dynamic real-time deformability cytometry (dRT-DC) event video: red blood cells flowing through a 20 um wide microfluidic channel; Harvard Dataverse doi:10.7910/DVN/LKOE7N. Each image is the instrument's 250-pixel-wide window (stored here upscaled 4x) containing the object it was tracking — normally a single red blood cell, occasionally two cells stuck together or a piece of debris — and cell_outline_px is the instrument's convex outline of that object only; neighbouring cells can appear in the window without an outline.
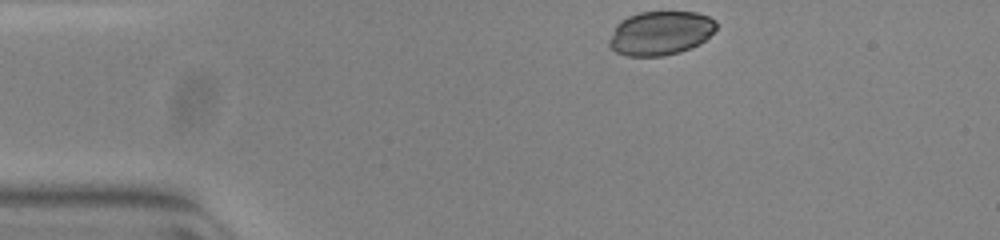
{"species": "common noctule bat (a hibernating species)", "species_latin": "Nyctalus noctula", "temperature_condition": "warm", "stored_images_in_passage": 36, "camera_frame_rate_fps": 3000, "um_per_image_px": 0.085, "animal": {"sex": "female", "body_mass_g": 23.0, "forearm_length_mm": 53.4}, "frame": {"image": 1, "passage_image": 1, "time_ms": 0.0, "image_size_px": [1000, 240], "cell_outline_px": [[716, 28], [700, 44], [680, 52], [660, 56], [628, 56], [616, 52], [608, 44], [608, 40], [616, 24], [620, 20], [628, 16], [640, 12], [696, 12], [708, 16], [716, 20]], "centroid_in_image_um": [56.11, 2.81], "position_along_channel_um": 28.9, "area_um2": 27.46}}
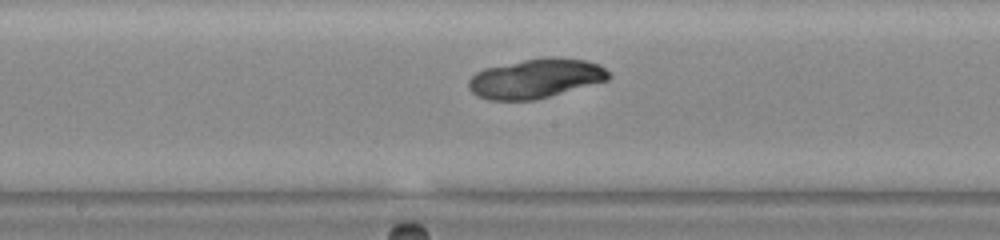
{"frame": {"image": 2, "passage_image": 19, "time_ms": 6.0, "image_size_px": [1000, 240], "cell_outline_px": [[612, 76], [608, 80], [548, 96], [532, 100], [488, 100], [476, 96], [468, 88], [468, 80], [476, 72], [484, 68], [524, 60], [548, 56], [552, 56], [584, 60], [600, 64]], "centroid_in_image_um": [45.51, 6.66], "position_along_channel_um": 202.7, "area_um2": 32.08}}
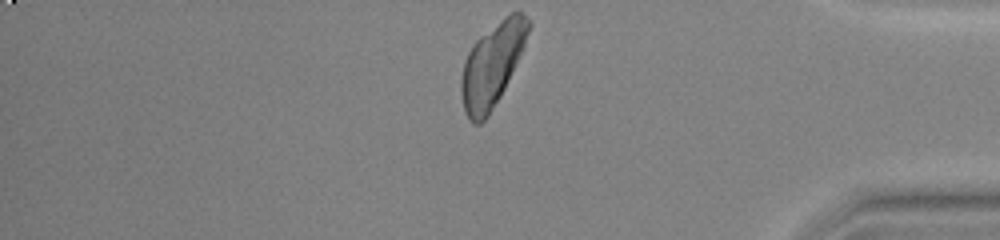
{"frame": {"image": 3, "passage_image": 36, "time_ms": 11.667, "image_size_px": [1000, 240], "cell_outline_px": [[532, 24], [524, 44], [504, 88], [500, 96], [488, 116], [480, 124], [472, 124], [468, 120], [464, 112], [460, 92], [460, 80], [464, 60], [472, 44], [480, 36], [504, 16], [512, 12], [520, 12]], "centroid_in_image_um": [41.78, 5.54], "position_along_channel_um": 393.4, "area_um2": 32.37}}